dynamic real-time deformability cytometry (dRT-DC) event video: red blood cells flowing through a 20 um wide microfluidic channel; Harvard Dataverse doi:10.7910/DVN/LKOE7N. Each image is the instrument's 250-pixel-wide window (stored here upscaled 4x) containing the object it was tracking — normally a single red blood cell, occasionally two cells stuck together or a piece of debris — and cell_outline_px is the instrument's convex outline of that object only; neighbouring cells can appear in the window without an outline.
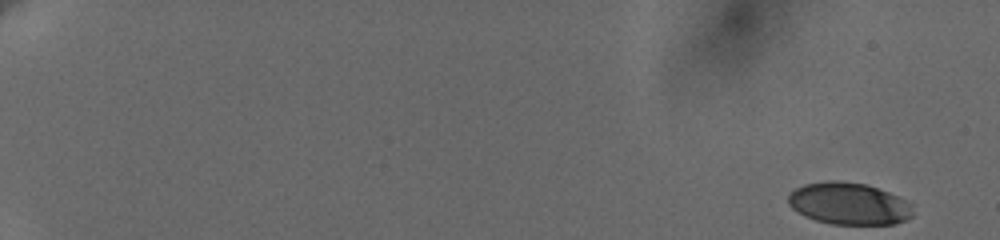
{"species": "human", "species_latin": "Homo sapiens", "temperature_condition": "cold", "stored_images_in_passage": 58, "camera_frame_rate_fps": 3000, "um_per_image_px": 0.085, "donor": {"sex": "female"}, "frame": {"image": 1, "passage_image": 1, "time_ms": 0.0, "image_size_px": [1000, 240], "cell_outline_px": [[912, 216], [896, 224], [832, 224], [816, 220], [804, 216], [792, 208], [788, 204], [788, 196], [796, 188], [804, 184], [828, 180], [840, 180], [868, 184], [888, 192], [912, 204]], "centroid_in_image_um": [72.14, 17.3], "position_along_channel_um": 12.9, "area_um2": 30.58}}
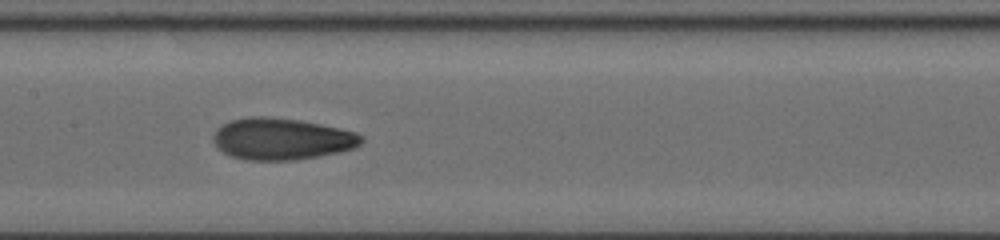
{"frame": {"image": 2, "passage_image": 32, "time_ms": 10.333, "image_size_px": [1000, 240], "cell_outline_px": [[364, 140], [360, 144], [352, 148], [340, 152], [320, 156], [296, 160], [244, 160], [232, 156], [224, 152], [212, 140], [212, 136], [216, 128], [220, 124], [232, 120], [248, 116], [268, 116], [300, 120], [340, 128], [356, 132], [364, 136]], "centroid_in_image_um": [23.94, 11.8], "position_along_channel_um": 183.5, "area_um2": 36.24}}
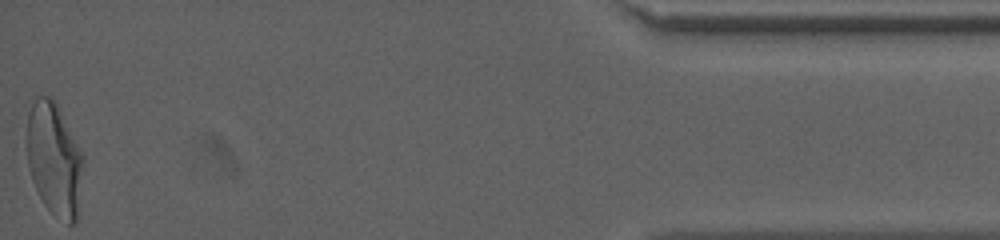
{"frame": {"image": 3, "passage_image": 58, "time_ms": 19.0, "image_size_px": [1000, 240], "cell_outline_px": [[84, 164], [76, 224], [68, 224], [52, 212], [44, 204], [32, 180], [28, 168], [28, 112], [36, 96], [52, 96], [84, 156]], "centroid_in_image_um": [4.63, 13.54], "position_along_channel_um": 430.6, "area_um2": 36.82}, "authors_computed_cell_mechanics": {"area_um2": 34.391, "velocity_mm_per_s": 3.6443, "shape_relaxation_time_tau1_ms": 6.0192, "shape_relaxation_time_tau2_ms": 1.4154, "deformation_change_tau1": 0.1996, "deformation_change_tau2": 0.0672}}